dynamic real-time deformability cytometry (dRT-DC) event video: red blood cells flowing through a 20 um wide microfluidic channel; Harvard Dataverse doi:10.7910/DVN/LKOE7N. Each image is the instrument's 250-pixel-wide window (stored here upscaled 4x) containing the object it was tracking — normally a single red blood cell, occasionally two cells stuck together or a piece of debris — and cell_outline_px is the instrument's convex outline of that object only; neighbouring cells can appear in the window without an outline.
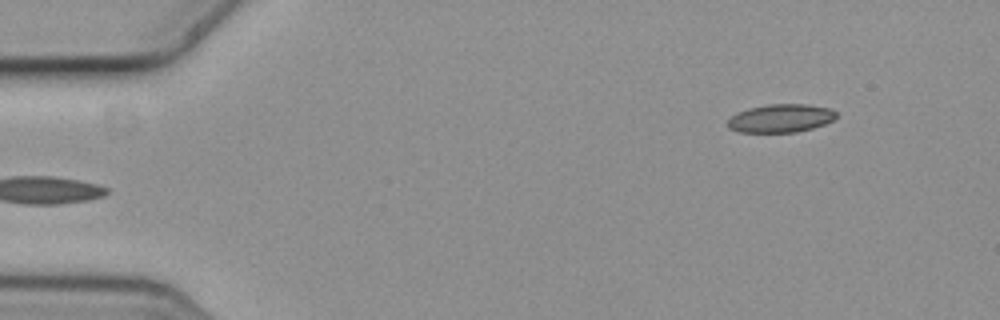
{"species": "common noctule bat (a hibernating species)", "species_latin": "Nyctalus noctula", "temperature_condition": "cold", "stored_images_in_passage": 6, "camera_frame_rate_fps": 3000, "um_per_image_px": 0.085, "animal": {"sex": "female", "body_mass_g": 19.3, "forearm_length_mm": 54.1}, "frame": {"image": 1, "passage_image": 6, "time_ms": 1.667, "image_size_px": [1000, 320], "cell_outline_px": [[836, 116], [832, 120], [824, 124], [812, 128], [796, 132], [736, 132], [728, 128], [728, 120], [736, 112], [748, 108], [768, 104], [808, 104], [832, 108], [836, 112]], "centroid_in_image_um": [66.35, 10.04], "position_along_channel_um": 18.7, "area_um2": 17.98}}